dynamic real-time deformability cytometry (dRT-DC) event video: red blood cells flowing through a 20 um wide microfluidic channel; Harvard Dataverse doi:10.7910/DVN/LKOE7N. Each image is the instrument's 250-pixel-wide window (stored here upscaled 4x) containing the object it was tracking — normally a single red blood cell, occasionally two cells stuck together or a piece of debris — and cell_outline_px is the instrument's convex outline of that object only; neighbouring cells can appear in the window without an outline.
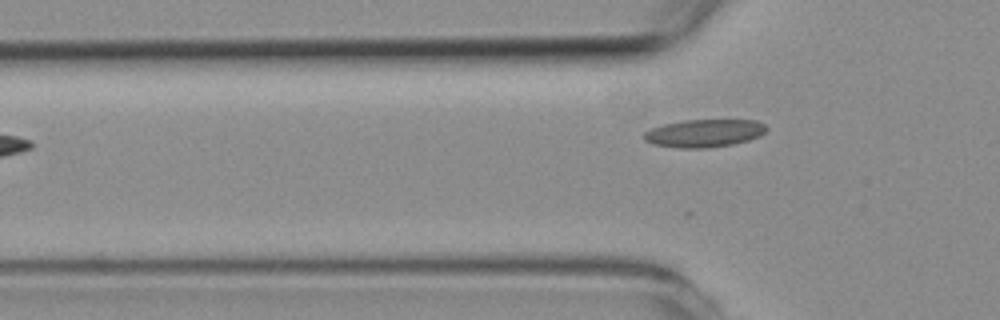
{"species": "common noctule bat (a hibernating species)", "species_latin": "Nyctalus noctula", "temperature_condition": "room temperature", "stored_images_in_passage": 7, "camera_frame_rate_fps": 3000, "um_per_image_px": 0.085, "animal": {"sex": "female", "body_mass_g": 19.3, "forearm_length_mm": 54.1}, "frame": {"image": 1, "passage_image": 3, "time_ms": 3.667, "image_size_px": [1000, 320], "cell_outline_px": [[768, 128], [760, 136], [748, 140], [732, 144], [708, 148], [680, 148], [656, 144], [644, 140], [644, 132], [652, 128], [664, 124], [684, 120], [756, 120], [764, 124]], "centroid_in_image_um": [59.88, 11.32], "position_along_channel_um": 65.9, "area_um2": 19.71}}
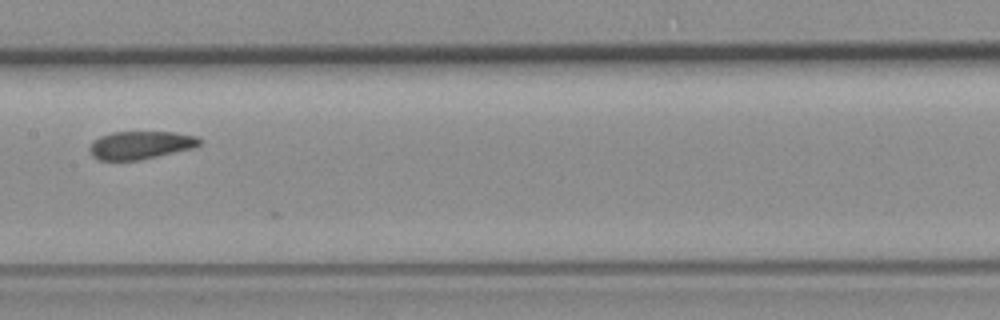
{"frame": {"image": 2, "passage_image": 6, "time_ms": 7.0, "image_size_px": [1000, 320], "cell_outline_px": [[200, 144], [192, 148], [140, 160], [100, 160], [92, 156], [88, 148], [100, 136], [112, 132], [176, 132], [196, 136], [200, 140]], "centroid_in_image_um": [11.93, 12.33], "position_along_channel_um": 195.5, "area_um2": 17.74}}